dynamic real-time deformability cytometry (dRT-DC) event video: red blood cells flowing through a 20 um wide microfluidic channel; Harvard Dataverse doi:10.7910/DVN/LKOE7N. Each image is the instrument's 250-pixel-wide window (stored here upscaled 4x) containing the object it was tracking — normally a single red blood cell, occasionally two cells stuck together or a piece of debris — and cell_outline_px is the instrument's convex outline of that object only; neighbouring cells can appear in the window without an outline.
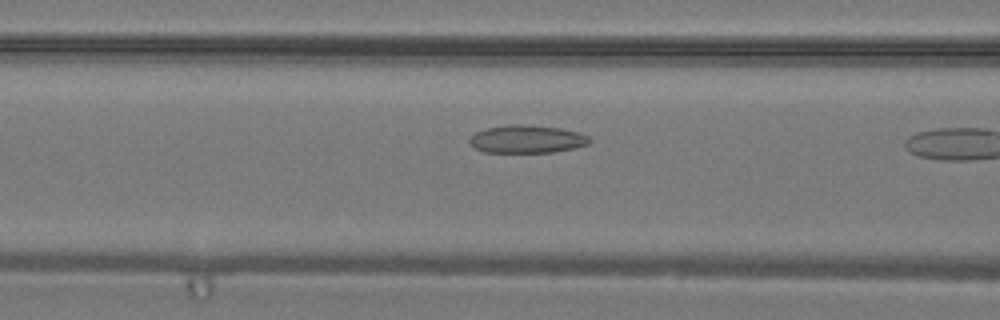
{"species": "common noctule bat (a hibernating species)", "species_latin": "Nyctalus noctula", "temperature_condition": "warm", "stored_images_in_passage": 9, "camera_frame_rate_fps": 3000, "um_per_image_px": 0.085, "animal": {"sex": "male", "body_mass_g": 19.2, "forearm_length_mm": 51.8}, "frame": {"image": 1, "passage_image": 8, "time_ms": 2.333, "image_size_px": [1000, 320], "cell_outline_px": [[592, 140], [588, 144], [576, 148], [552, 152], [484, 152], [476, 148], [468, 140], [476, 132], [488, 128], [508, 124], [520, 124], [560, 128], [580, 132], [588, 136]], "centroid_in_image_um": [44.83, 11.82], "position_along_channel_um": 121.8, "area_um2": 19.42}}